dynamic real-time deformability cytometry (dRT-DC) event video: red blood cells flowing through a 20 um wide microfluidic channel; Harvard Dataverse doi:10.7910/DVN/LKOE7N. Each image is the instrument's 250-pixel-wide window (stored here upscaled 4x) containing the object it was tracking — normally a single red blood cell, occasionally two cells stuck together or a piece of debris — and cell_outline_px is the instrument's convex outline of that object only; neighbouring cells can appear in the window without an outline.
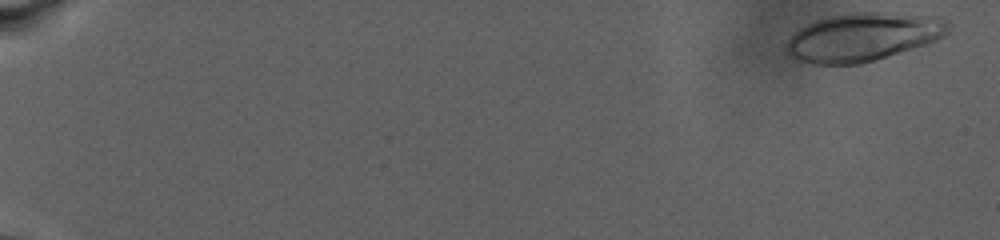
{"species": "human", "species_latin": "Homo sapiens", "temperature_condition": "warm", "stored_images_in_passage": 83, "camera_frame_rate_fps": 3000, "um_per_image_px": 0.085, "donor": {"sex": "male"}, "frame": {"image": 1, "passage_image": 4, "time_ms": 0.667, "image_size_px": [1000, 240], "cell_outline_px": [[952, 24], [948, 32], [944, 36], [936, 40], [876, 60], [860, 64], [812, 64], [796, 60], [788, 56], [784, 52], [788, 40], [800, 28], [816, 20], [832, 16], [852, 12], [884, 12], [940, 16], [948, 20]], "centroid_in_image_um": [73.38, 3.14], "position_along_channel_um": 11.6, "area_um2": 45.84}}
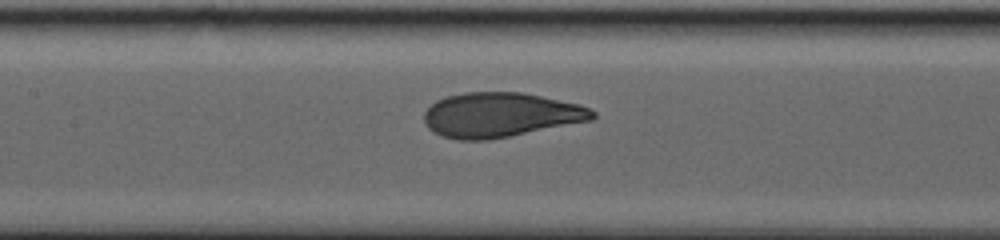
{"frame": {"image": 2, "passage_image": 60, "time_ms": 15.333, "image_size_px": [1000, 240], "cell_outline_px": [[596, 116], [592, 120], [488, 140], [460, 140], [444, 136], [428, 128], [424, 120], [424, 112], [436, 100], [444, 96], [464, 92], [520, 92], [580, 104], [596, 112]], "centroid_in_image_um": [42.53, 9.75], "position_along_channel_um": 164.9, "area_um2": 43.58}}
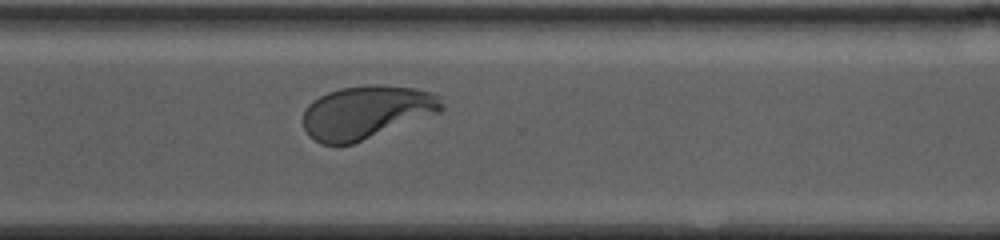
{"frame": {"image": 3, "passage_image": 82, "time_ms": 22.333, "image_size_px": [1000, 240], "cell_outline_px": [[444, 108], [440, 112], [352, 144], [320, 144], [308, 136], [304, 128], [304, 108], [312, 100], [328, 92], [340, 88], [416, 88], [436, 92], [440, 96], [444, 104]], "centroid_in_image_um": [31.13, 9.58], "position_along_channel_um": 339.5, "area_um2": 41.96}}